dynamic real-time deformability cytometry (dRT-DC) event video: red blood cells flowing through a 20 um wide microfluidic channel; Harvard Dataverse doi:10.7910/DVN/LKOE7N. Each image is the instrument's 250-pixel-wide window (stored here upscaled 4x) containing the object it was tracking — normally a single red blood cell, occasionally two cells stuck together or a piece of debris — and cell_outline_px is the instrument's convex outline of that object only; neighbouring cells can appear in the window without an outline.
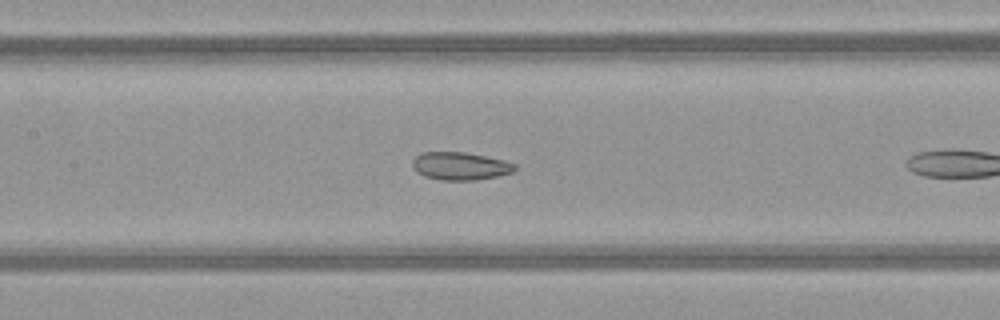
{"species": "common noctule bat (a hibernating species)", "species_latin": "Nyctalus noctula", "temperature_condition": "warm", "stored_images_in_passage": 9, "camera_frame_rate_fps": 3000, "um_per_image_px": 0.085, "animal": {"sex": "female", "body_mass_g": 21.9}, "frame": {"image": 1, "passage_image": 8, "time_ms": 2.333, "image_size_px": [1000, 320], "cell_outline_px": [[516, 172], [500, 176], [476, 180], [440, 180], [424, 176], [416, 172], [412, 168], [412, 160], [420, 152], [464, 152], [504, 160], [516, 164]], "centroid_in_image_um": [39.12, 14.12], "position_along_channel_um": 168.3, "area_um2": 16.88}}